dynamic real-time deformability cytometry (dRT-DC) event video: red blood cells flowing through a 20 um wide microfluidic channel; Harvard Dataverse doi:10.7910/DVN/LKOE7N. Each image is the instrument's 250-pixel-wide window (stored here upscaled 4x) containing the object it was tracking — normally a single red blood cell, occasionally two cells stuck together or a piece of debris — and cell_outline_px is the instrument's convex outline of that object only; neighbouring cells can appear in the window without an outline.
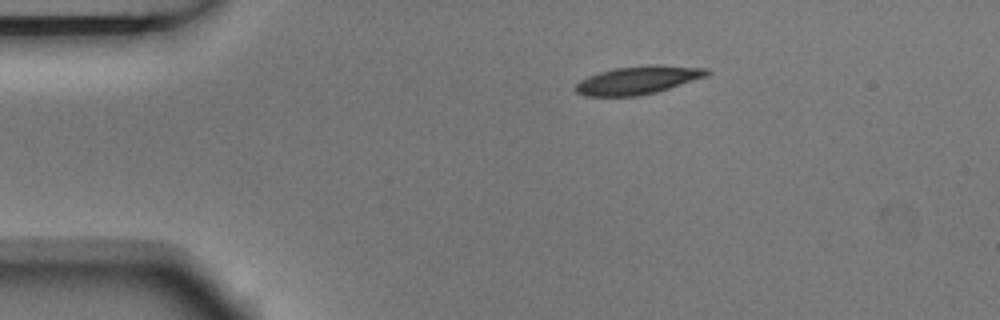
{"species": "Egyptian fruit bat (a non-hibernating species)", "species_latin": "Rousettus aegyptiacus", "temperature_condition": "room temperature", "stored_images_in_passage": 2, "camera_frame_rate_fps": 3000, "um_per_image_px": 0.085, "animal": {"sex": "male"}, "frame": {"image": 1, "passage_image": 1, "time_ms": 0.0, "image_size_px": [1000, 320], "cell_outline_px": [[712, 72], [708, 76], [656, 92], [640, 96], [584, 96], [576, 92], [572, 88], [580, 80], [588, 76], [600, 72], [616, 68], [656, 64], [660, 64], [708, 68]], "centroid_in_image_um": [54.25, 6.81], "position_along_channel_um": 30.8, "area_um2": 21.73}}